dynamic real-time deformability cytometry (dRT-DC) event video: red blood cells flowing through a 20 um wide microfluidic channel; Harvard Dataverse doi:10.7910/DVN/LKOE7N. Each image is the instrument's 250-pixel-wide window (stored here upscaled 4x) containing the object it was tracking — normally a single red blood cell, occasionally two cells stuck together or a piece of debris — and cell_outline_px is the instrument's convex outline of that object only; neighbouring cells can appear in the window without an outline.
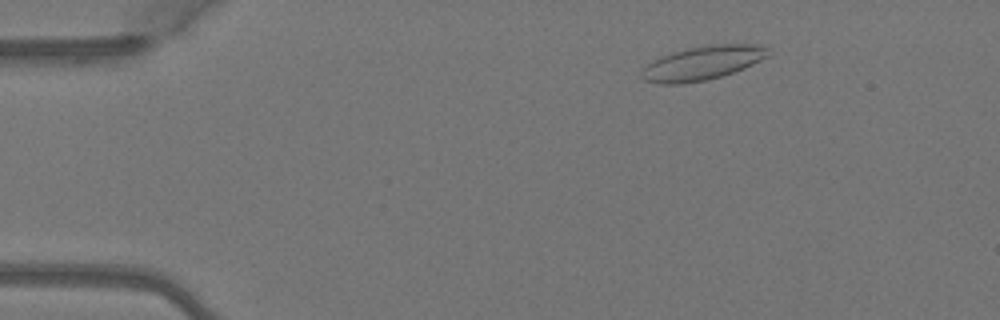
{"species": "Egyptian fruit bat (a non-hibernating species)", "species_latin": "Rousettus aegyptiacus", "temperature_condition": "warm", "stored_images_in_passage": 3, "camera_frame_rate_fps": 3000, "um_per_image_px": 0.085, "animal": {"sex": "female"}, "frame": {"image": 1, "passage_image": 1, "time_ms": 0.0, "image_size_px": [1000, 320], "cell_outline_px": [[772, 52], [768, 56], [744, 68], [720, 76], [704, 80], [680, 84], [660, 84], [644, 80], [640, 76], [640, 72], [652, 60], [660, 56], [672, 52], [688, 48], [712, 44], [764, 44], [772, 48]], "centroid_in_image_um": [59.75, 5.33], "position_along_channel_um": 25.3, "area_um2": 25.2}}